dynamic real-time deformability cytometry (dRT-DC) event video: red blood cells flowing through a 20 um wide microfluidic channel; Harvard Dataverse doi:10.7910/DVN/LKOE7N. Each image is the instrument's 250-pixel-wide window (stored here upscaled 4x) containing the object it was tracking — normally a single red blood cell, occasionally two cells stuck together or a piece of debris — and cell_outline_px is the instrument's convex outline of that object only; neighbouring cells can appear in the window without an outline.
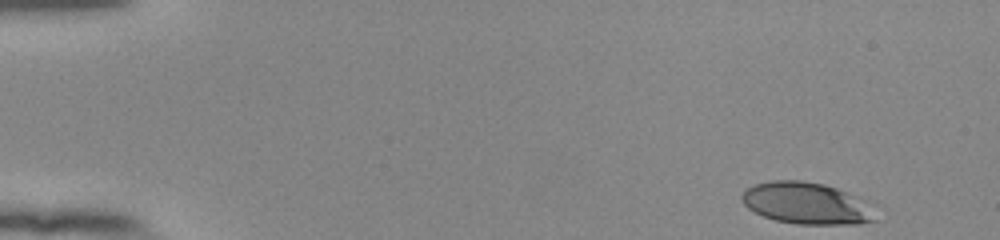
{"species": "human", "species_latin": "Homo sapiens", "temperature_condition": "room temperature", "stored_images_in_passage": 50, "camera_frame_rate_fps": 3000, "um_per_image_px": 0.085, "donor": {"sex": "female"}, "frame": {"image": 1, "passage_image": 1, "time_ms": 0.0, "image_size_px": [1000, 240], "cell_outline_px": [[876, 220], [860, 224], [796, 224], [776, 220], [764, 216], [748, 208], [740, 200], [740, 196], [744, 188], [756, 184], [772, 180], [800, 180], [824, 184], [836, 188], [852, 196]], "centroid_in_image_um": [68.35, 17.27], "position_along_channel_um": 16.6, "area_um2": 31.44}}
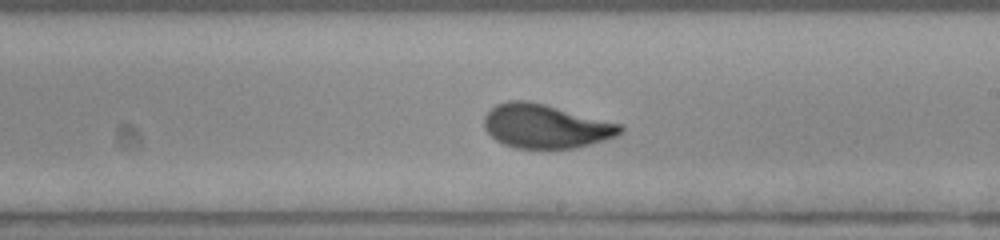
{"frame": {"image": 2, "passage_image": 29, "time_ms": 9.333, "image_size_px": [1000, 240], "cell_outline_px": [[624, 132], [616, 136], [604, 140], [576, 148], [516, 148], [504, 144], [496, 140], [484, 128], [484, 116], [496, 104], [508, 100], [524, 100], [544, 104], [624, 124]], "centroid_in_image_um": [46.41, 10.72], "position_along_channel_um": 242.6, "area_um2": 34.91}}
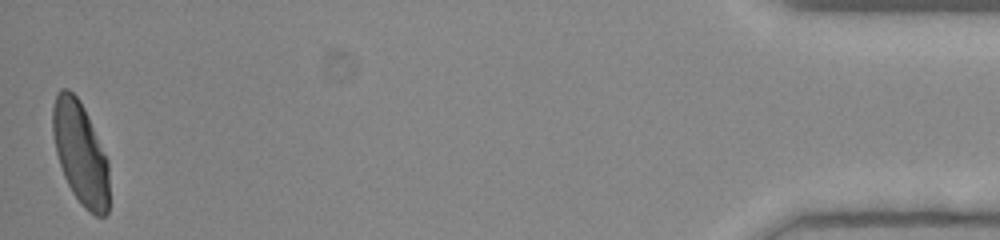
{"frame": {"image": 3, "passage_image": 50, "time_ms": 16.333, "image_size_px": [1000, 240], "cell_outline_px": [[108, 212], [104, 216], [96, 216], [88, 212], [80, 204], [72, 192], [64, 176], [56, 152], [52, 132], [52, 108], [56, 92], [60, 88], [68, 88], [80, 100], [84, 108], [108, 160]], "centroid_in_image_um": [6.81, 13.01], "position_along_channel_um": 428.4, "area_um2": 33.76}, "authors_computed_cell_mechanics": {"area_um2": 34.2176, "velocity_mm_per_s": 3.8605, "shape_relaxation_time_tau1_ms": 4.6012, "shape_relaxation_time_tau2_ms": 0.7942, "deformation_change_tau1": 0.1936, "deformation_change_tau2": 0.0649}}